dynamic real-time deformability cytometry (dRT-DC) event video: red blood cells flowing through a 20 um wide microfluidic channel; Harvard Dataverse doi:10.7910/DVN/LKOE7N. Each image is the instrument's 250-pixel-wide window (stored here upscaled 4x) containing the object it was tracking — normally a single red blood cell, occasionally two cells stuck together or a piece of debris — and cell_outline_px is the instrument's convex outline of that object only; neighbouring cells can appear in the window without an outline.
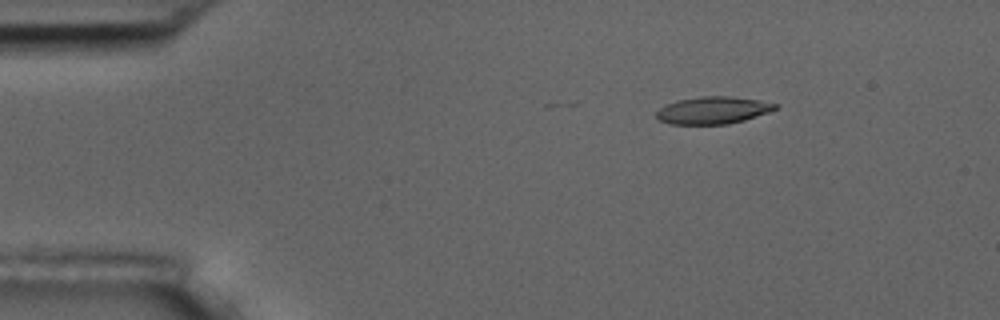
{"species": "common noctule bat (a hibernating species)", "species_latin": "Nyctalus noctula", "temperature_condition": "room temperature", "stored_images_in_passage": 5, "camera_frame_rate_fps": 3000, "um_per_image_px": 0.085, "animal": {"sex": "male", "body_mass_g": 17.5, "forearm_length_mm": 52.3}, "frame": {"image": 1, "passage_image": 3, "time_ms": 2.0, "image_size_px": [1000, 320], "cell_outline_px": [[780, 104], [776, 108], [768, 112], [744, 120], [728, 124], [668, 124], [660, 120], [656, 116], [656, 112], [660, 108], [668, 104], [680, 100], [700, 96], [732, 96]], "centroid_in_image_um": [60.6, 9.37], "position_along_channel_um": 24.4, "area_um2": 18.67}}